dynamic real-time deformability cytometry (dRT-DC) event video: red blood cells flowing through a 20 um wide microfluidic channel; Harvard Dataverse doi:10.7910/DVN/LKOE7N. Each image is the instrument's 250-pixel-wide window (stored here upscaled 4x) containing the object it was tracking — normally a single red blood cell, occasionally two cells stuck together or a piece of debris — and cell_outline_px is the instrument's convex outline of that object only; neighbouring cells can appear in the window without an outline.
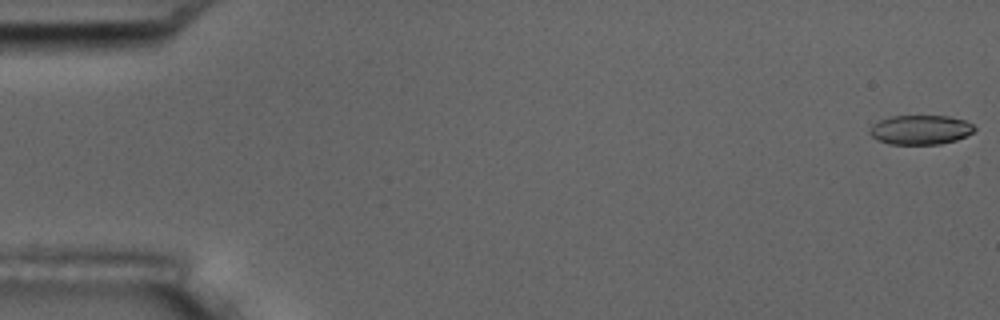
{"species": "common noctule bat (a hibernating species)", "species_latin": "Nyctalus noctula", "temperature_condition": "room temperature", "stored_images_in_passage": 5, "camera_frame_rate_fps": 3000, "um_per_image_px": 0.085, "animal": {"sex": "male", "body_mass_g": 17.5, "forearm_length_mm": 52.3}, "frame": {"image": 1, "passage_image": 1, "time_ms": 0.0, "image_size_px": [1000, 320], "cell_outline_px": [[976, 128], [972, 132], [956, 140], [940, 144], [888, 144], [876, 140], [868, 132], [872, 124], [880, 120], [892, 116], [948, 116], [964, 120], [972, 124]], "centroid_in_image_um": [78.2, 11.03], "position_along_channel_um": 6.8, "area_um2": 17.92}}